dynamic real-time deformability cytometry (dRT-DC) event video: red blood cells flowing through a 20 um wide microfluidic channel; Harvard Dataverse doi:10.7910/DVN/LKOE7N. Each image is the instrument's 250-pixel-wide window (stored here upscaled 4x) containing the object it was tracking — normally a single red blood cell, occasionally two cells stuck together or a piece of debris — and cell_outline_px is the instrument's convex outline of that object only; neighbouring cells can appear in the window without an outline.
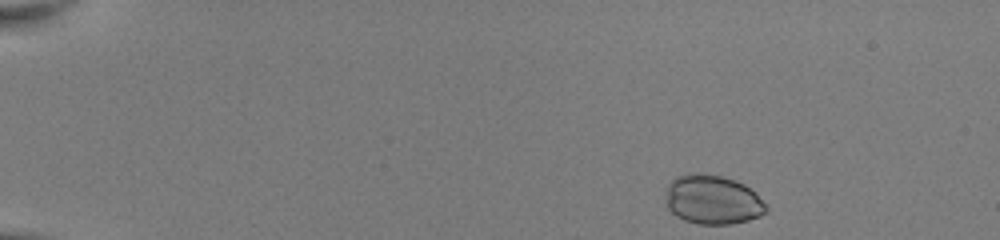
{"species": "common noctule bat (a hibernating species)", "species_latin": "Nyctalus noctula", "temperature_condition": "room temperature", "stored_images_in_passage": 45, "camera_frame_rate_fps": 3000, "um_per_image_px": 0.085, "animal": {"sex": "female", "body_mass_g": 22.0, "forearm_length_mm": 56.7}, "frame": {"image": 1, "passage_image": 1, "time_ms": 0.0, "image_size_px": [1000, 240], "cell_outline_px": [[768, 212], [760, 216], [748, 220], [732, 224], [700, 224], [684, 220], [676, 216], [668, 208], [668, 184], [676, 176], [688, 172], [700, 172], [720, 176], [736, 180], [744, 184], [756, 192], [768, 208]], "centroid_in_image_um": [60.61, 16.96], "position_along_channel_um": 24.4, "area_um2": 28.96}}
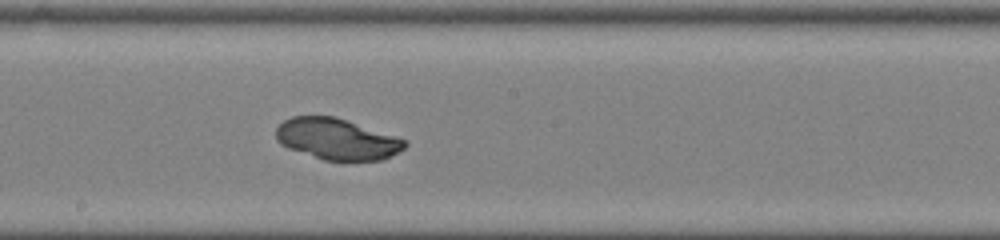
{"frame": {"image": 2, "passage_image": 24, "time_ms": 7.667, "image_size_px": [1000, 240], "cell_outline_px": [[408, 144], [400, 152], [384, 160], [324, 160], [288, 148], [280, 144], [276, 140], [276, 128], [284, 120], [292, 116], [336, 116], [408, 140]], "centroid_in_image_um": [28.66, 11.82], "position_along_channel_um": 219.5, "area_um2": 31.1}}
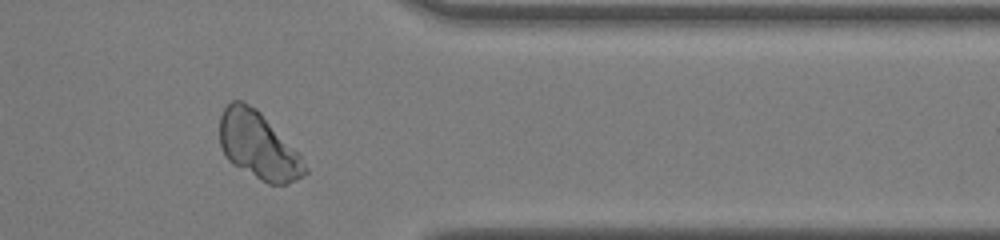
{"frame": {"image": 3, "passage_image": 37, "time_ms": 12.0, "image_size_px": [1000, 240], "cell_outline_px": [[308, 172], [296, 180], [284, 184], [268, 184], [260, 180], [232, 164], [224, 156], [220, 144], [220, 116], [224, 108], [232, 100], [240, 100], [256, 108], [300, 152], [308, 168]], "centroid_in_image_um": [21.98, 12.38], "position_along_channel_um": 389.4, "area_um2": 33.58}}